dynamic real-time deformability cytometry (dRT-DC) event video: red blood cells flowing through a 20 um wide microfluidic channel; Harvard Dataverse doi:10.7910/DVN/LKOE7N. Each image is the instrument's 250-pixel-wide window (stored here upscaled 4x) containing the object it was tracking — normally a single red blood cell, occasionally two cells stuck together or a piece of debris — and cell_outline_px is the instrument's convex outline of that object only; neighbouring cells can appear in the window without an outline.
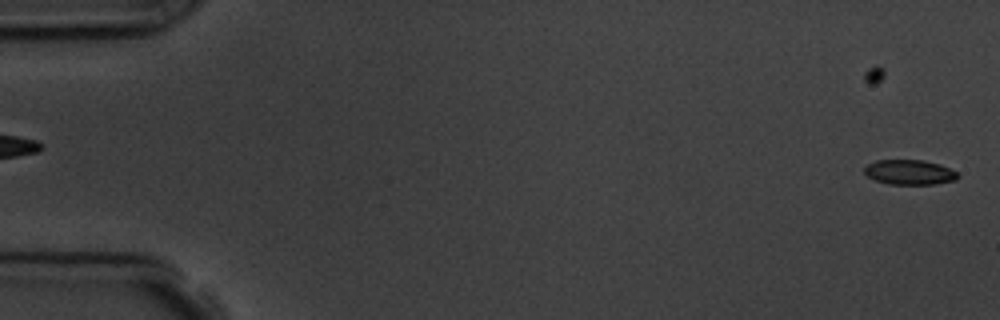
{"species": "common noctule bat (a hibernating species)", "species_latin": "Nyctalus noctula", "temperature_condition": "room temperature", "stored_images_in_passage": 3, "segment_of_instrument_passage": [2, 2], "camera_frame_rate_fps": 3000, "um_per_image_px": 0.085, "animal": {"sex": "male", "body_mass_g": 19.5, "forearm_length_mm": 54.6}, "frame": {"image": 1, "passage_image": 3, "time_ms": 2.333, "image_size_px": [1000, 320], "cell_outline_px": [[960, 176], [956, 180], [936, 184], [888, 184], [876, 180], [868, 176], [864, 172], [864, 168], [868, 164], [876, 160], [924, 160], [940, 164], [956, 172]], "centroid_in_image_um": [77.32, 14.64], "position_along_channel_um": 7.7, "area_um2": 13.53}}